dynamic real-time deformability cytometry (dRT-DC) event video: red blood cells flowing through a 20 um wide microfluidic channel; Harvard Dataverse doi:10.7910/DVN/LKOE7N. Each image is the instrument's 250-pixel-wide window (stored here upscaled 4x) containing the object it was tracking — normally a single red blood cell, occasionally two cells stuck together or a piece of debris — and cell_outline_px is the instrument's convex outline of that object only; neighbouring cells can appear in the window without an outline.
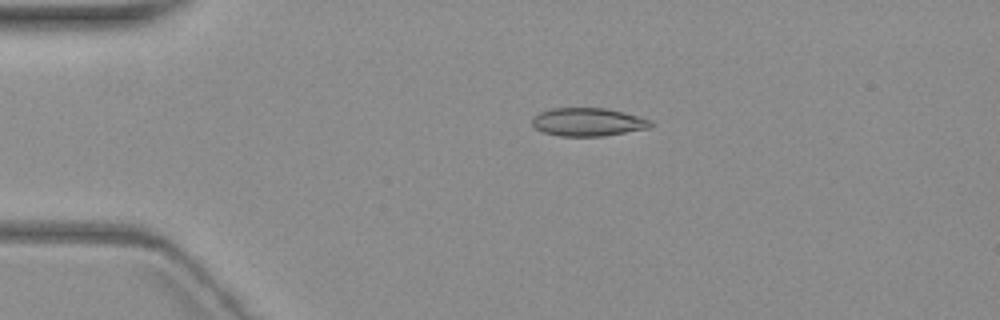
{"species": "common noctule bat (a hibernating species)", "species_latin": "Nyctalus noctula", "temperature_condition": "warm", "stored_images_in_passage": 2, "camera_frame_rate_fps": 3000, "um_per_image_px": 0.085, "animal": {"sex": "female", "body_mass_g": 19.3, "forearm_length_mm": 54.1}, "frame": {"image": 1, "passage_image": 1, "time_ms": 0.0, "image_size_px": [1000, 320], "cell_outline_px": [[652, 124], [648, 128], [604, 136], [560, 136], [544, 132], [536, 128], [532, 124], [532, 120], [540, 112], [552, 108], [604, 108], [652, 120]], "centroid_in_image_um": [49.96, 10.38], "position_along_channel_um": 35.0, "area_um2": 19.13}}